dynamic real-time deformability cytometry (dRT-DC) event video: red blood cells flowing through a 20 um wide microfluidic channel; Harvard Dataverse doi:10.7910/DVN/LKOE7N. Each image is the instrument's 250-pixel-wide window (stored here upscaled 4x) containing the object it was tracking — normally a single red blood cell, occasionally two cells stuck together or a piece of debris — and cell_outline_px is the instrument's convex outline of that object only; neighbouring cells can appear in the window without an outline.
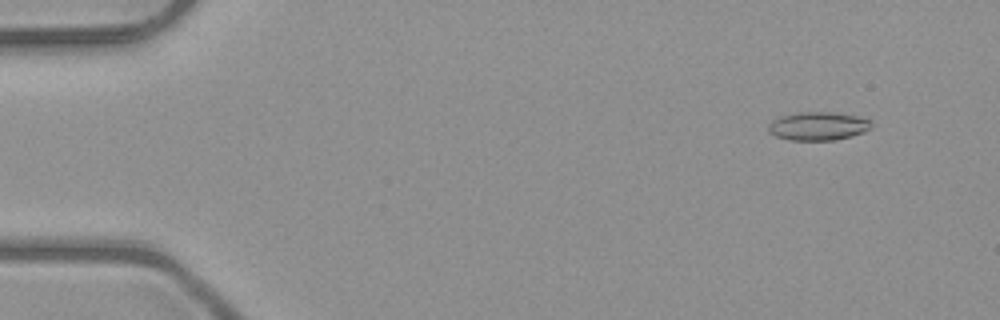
{"species": "common noctule bat (a hibernating species)", "species_latin": "Nyctalus noctula", "temperature_condition": "room temperature", "stored_images_in_passage": 52, "camera_frame_rate_fps": 3000, "um_per_image_px": 0.085, "animal": {"sex": "male", "body_mass_g": 23.1, "forearm_length_mm": 52.7}, "frame": {"image": 1, "passage_image": 5, "time_ms": 1.333, "image_size_px": [1000, 320], "cell_outline_px": [[872, 128], [864, 132], [852, 136], [832, 140], [792, 140], [776, 136], [768, 132], [768, 124], [772, 120], [780, 116], [796, 112], [832, 112], [856, 116], [872, 120]], "centroid_in_image_um": [69.54, 10.71], "position_along_channel_um": 15.5, "area_um2": 17.17}}
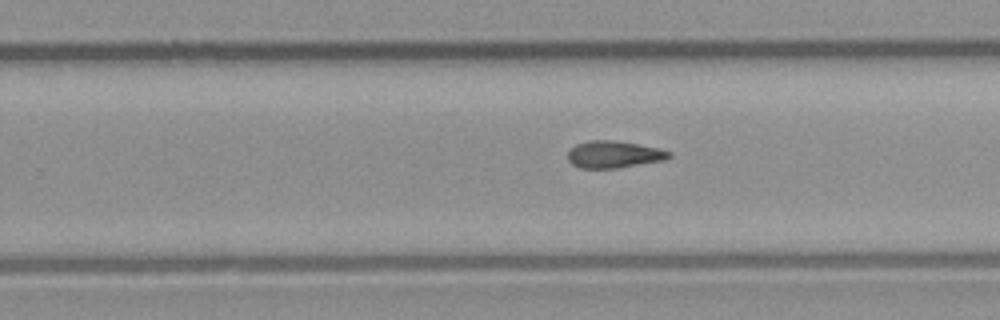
{"frame": {"image": 2, "passage_image": 33, "time_ms": 10.667, "image_size_px": [1000, 320], "cell_outline_px": [[672, 156], [664, 160], [616, 168], [580, 168], [572, 164], [568, 160], [568, 152], [576, 144], [588, 140], [612, 140], [660, 148], [672, 152]], "centroid_in_image_um": [52.18, 13.12], "position_along_channel_um": 277.6, "area_um2": 15.9}}
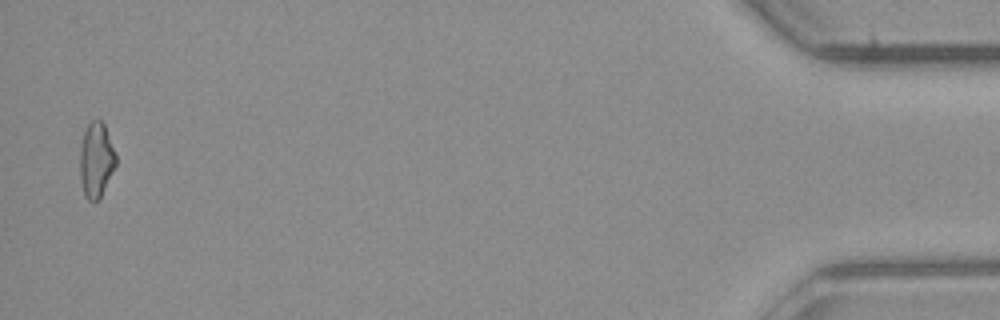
{"frame": {"image": 3, "passage_image": 51, "time_ms": 16.667, "image_size_px": [1000, 320], "cell_outline_px": [[116, 164], [100, 200], [88, 200], [84, 196], [80, 180], [80, 148], [84, 132], [88, 124], [92, 120], [100, 120], [104, 124], [116, 156]], "centroid_in_image_um": [8.16, 13.63], "position_along_channel_um": 427.0, "area_um2": 15.66}, "authors_computed_cell_mechanics": {"area_um2": 16.2129, "velocity_mm_per_s": 4.0524, "shape_relaxation_time_tau1_ms": null, "shape_relaxation_time_tau2_ms": 8.2898, "deformation_change_tau1": null, "deformation_change_tau2": 0.1744}}